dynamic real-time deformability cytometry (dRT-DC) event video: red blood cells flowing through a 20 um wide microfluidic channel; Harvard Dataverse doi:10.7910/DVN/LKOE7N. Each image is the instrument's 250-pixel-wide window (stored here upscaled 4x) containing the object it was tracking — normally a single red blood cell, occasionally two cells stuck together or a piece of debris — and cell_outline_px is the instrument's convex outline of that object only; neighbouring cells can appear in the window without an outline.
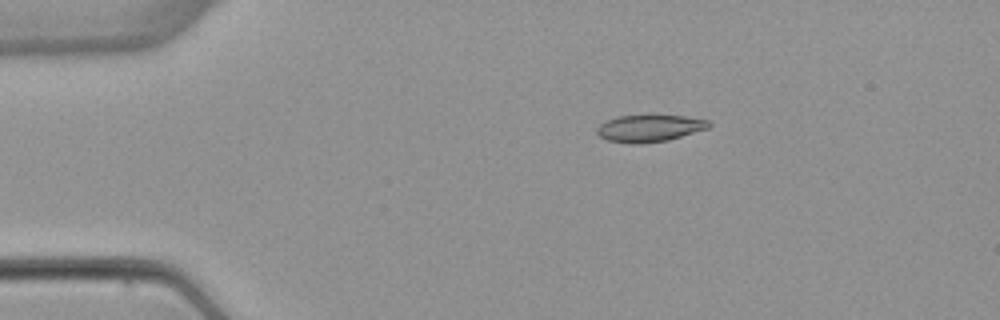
{"species": "common noctule bat (a hibernating species)", "species_latin": "Nyctalus noctula", "temperature_condition": "warm", "stored_images_in_passage": 2, "camera_frame_rate_fps": 3000, "um_per_image_px": 0.085, "animal": {"sex": "female", "body_mass_g": 22.7, "forearm_length_mm": 54.2}, "frame": {"image": 1, "passage_image": 1, "time_ms": 0.0, "image_size_px": [1000, 320], "cell_outline_px": [[712, 124], [708, 128], [668, 140], [640, 144], [632, 144], [608, 140], [600, 136], [596, 132], [596, 128], [600, 124], [616, 116], [684, 116], [708, 120]], "centroid_in_image_um": [55.19, 10.91], "position_along_channel_um": 29.8, "area_um2": 17.4}}